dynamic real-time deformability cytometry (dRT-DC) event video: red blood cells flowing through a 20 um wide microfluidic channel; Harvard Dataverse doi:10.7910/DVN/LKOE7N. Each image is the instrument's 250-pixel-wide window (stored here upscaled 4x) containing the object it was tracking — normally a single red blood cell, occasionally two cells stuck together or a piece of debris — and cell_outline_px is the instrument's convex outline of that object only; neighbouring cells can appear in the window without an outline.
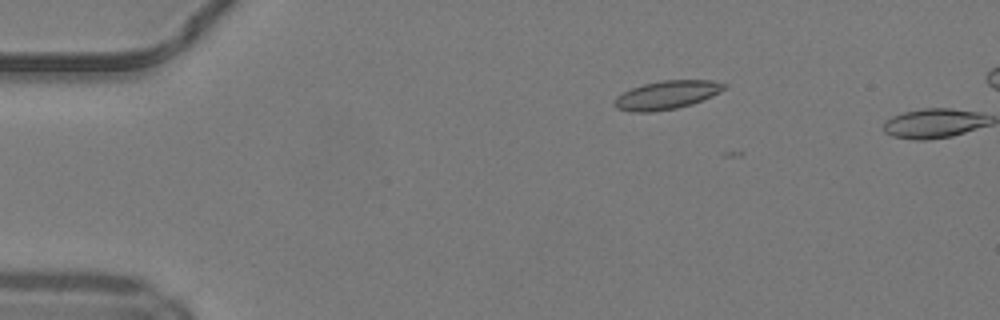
{"species": "common noctule bat (a hibernating species)", "species_latin": "Nyctalus noctula", "temperature_condition": "warm", "stored_images_in_passage": 11, "camera_frame_rate_fps": 3000, "um_per_image_px": 0.085, "animal": {"sex": "male", "body_mass_g": 19.2, "forearm_length_mm": 51.8}, "frame": {"image": 1, "passage_image": 10, "time_ms": 3.0, "image_size_px": [1000, 320], "cell_outline_px": [[728, 84], [720, 92], [712, 96], [692, 104], [676, 108], [652, 112], [632, 112], [616, 108], [612, 104], [616, 96], [632, 88], [644, 84], [660, 80], [712, 80]], "centroid_in_image_um": [56.66, 8.07], "position_along_channel_um": 28.3, "area_um2": 18.26}}